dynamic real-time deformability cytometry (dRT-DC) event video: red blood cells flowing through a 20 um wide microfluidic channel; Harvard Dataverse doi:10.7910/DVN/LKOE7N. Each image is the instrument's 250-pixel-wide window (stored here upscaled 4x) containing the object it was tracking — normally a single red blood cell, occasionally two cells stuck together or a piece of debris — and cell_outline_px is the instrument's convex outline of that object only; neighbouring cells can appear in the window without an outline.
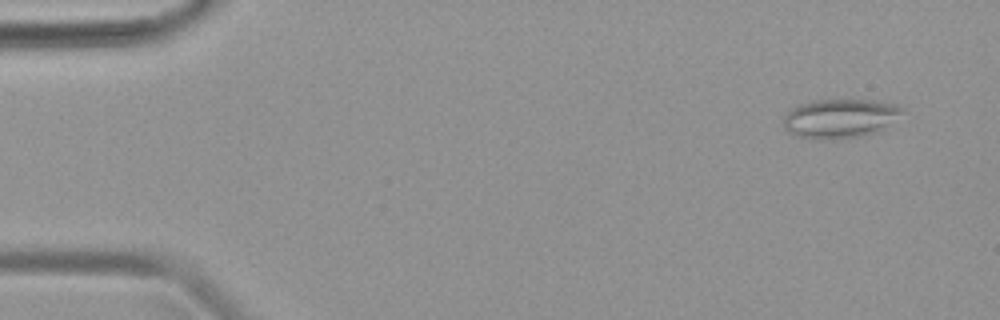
{"species": "common noctule bat (a hibernating species)", "species_latin": "Nyctalus noctula", "temperature_condition": "warm", "stored_images_in_passage": 46, "camera_frame_rate_fps": 3000, "um_per_image_px": 0.085, "animal": {"sex": "female", "body_mass_g": 19.9}, "frame": {"image": 1, "passage_image": 2, "time_ms": 0.333, "image_size_px": [1000, 320], "cell_outline_px": [[904, 112], [880, 132], [864, 136], [796, 136], [788, 132], [784, 128], [784, 116], [792, 108], [800, 104], [816, 100], [876, 100], [896, 104], [904, 108]], "centroid_in_image_um": [71.48, 10.01], "position_along_channel_um": 13.5, "area_um2": 26.36}}
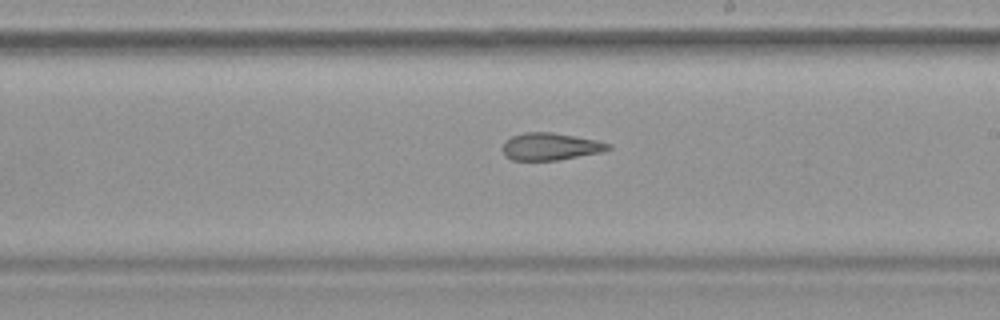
{"frame": {"image": 2, "passage_image": 26, "time_ms": 8.333, "image_size_px": [1000, 320], "cell_outline_px": [[612, 148], [600, 152], [556, 160], [512, 160], [504, 156], [500, 148], [504, 140], [512, 136], [524, 132], [552, 132], [596, 140], [612, 144]], "centroid_in_image_um": [46.71, 12.45], "position_along_channel_um": 242.3, "area_um2": 16.88}}
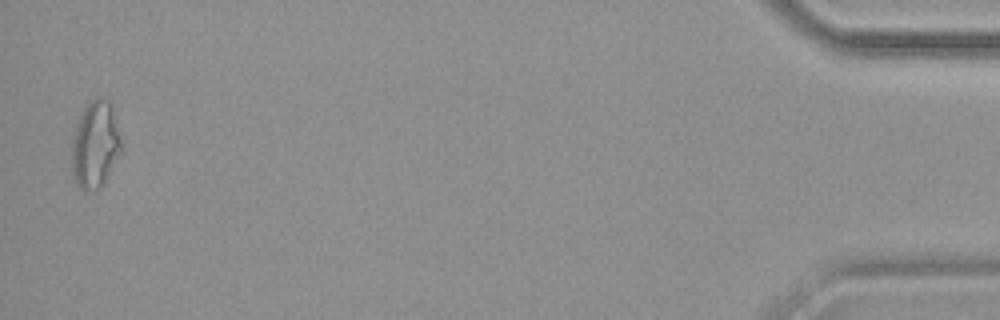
{"frame": {"image": 3, "passage_image": 45, "time_ms": 14.667, "image_size_px": [1000, 320], "cell_outline_px": [[120, 152], [100, 188], [84, 192], [76, 184], [72, 172], [72, 144], [76, 124], [80, 112], [92, 100], [100, 96], [108, 100], [112, 108], [120, 136]], "centroid_in_image_um": [8.06, 12.29], "position_along_channel_um": 427.1, "area_um2": 24.68}}